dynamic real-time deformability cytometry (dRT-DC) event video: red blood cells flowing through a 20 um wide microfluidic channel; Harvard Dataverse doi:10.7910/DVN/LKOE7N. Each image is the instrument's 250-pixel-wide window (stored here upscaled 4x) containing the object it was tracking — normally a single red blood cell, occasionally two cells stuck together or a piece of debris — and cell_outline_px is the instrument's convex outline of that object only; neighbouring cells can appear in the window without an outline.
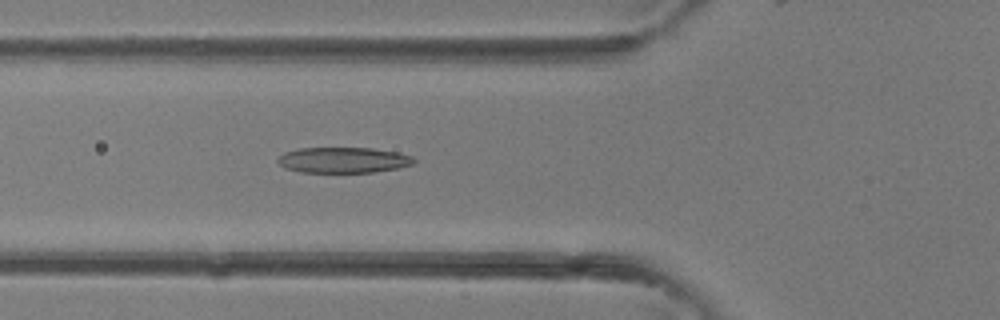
{"species": "common noctule bat (a hibernating species)", "species_latin": "Nyctalus noctula", "temperature_condition": "room temperature", "stored_images_in_passage": 29, "camera_frame_rate_fps": 3000, "um_per_image_px": 0.085, "animal": {"sex": "female"}, "frame": {"image": 1, "passage_image": 5, "time_ms": 1.333, "image_size_px": [1000, 320], "cell_outline_px": [[416, 160], [412, 164], [400, 168], [372, 172], [300, 172], [284, 168], [276, 160], [284, 152], [296, 148], [372, 148], [396, 152], [412, 156]], "centroid_in_image_um": [29.16, 13.6], "position_along_channel_um": 96.6, "area_um2": 20.4}}
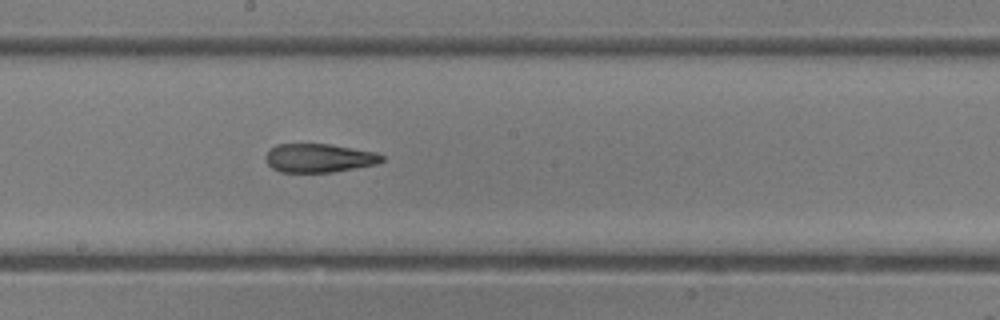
{"frame": {"image": 2, "passage_image": 12, "time_ms": 3.667, "image_size_px": [1000, 320], "cell_outline_px": [[384, 160], [376, 164], [332, 172], [280, 172], [272, 168], [264, 160], [264, 156], [276, 144], [328, 144], [376, 152], [384, 156]], "centroid_in_image_um": [27.09, 13.43], "position_along_channel_um": 221.1, "area_um2": 19.36}}
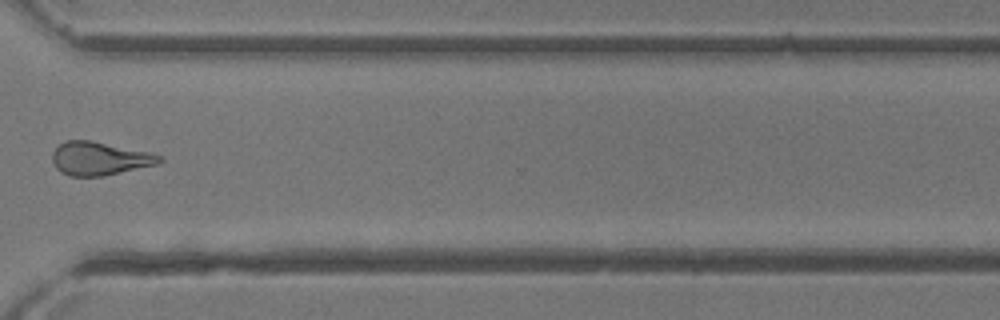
{"frame": {"image": 3, "passage_image": 20, "time_ms": 6.333, "image_size_px": [1000, 320], "cell_outline_px": [[164, 160], [160, 164], [104, 176], [68, 176], [60, 172], [56, 168], [52, 160], [52, 152], [64, 140], [88, 140], [148, 152], [160, 156]], "centroid_in_image_um": [8.45, 13.49], "position_along_channel_um": 362.2, "area_um2": 20.81}}